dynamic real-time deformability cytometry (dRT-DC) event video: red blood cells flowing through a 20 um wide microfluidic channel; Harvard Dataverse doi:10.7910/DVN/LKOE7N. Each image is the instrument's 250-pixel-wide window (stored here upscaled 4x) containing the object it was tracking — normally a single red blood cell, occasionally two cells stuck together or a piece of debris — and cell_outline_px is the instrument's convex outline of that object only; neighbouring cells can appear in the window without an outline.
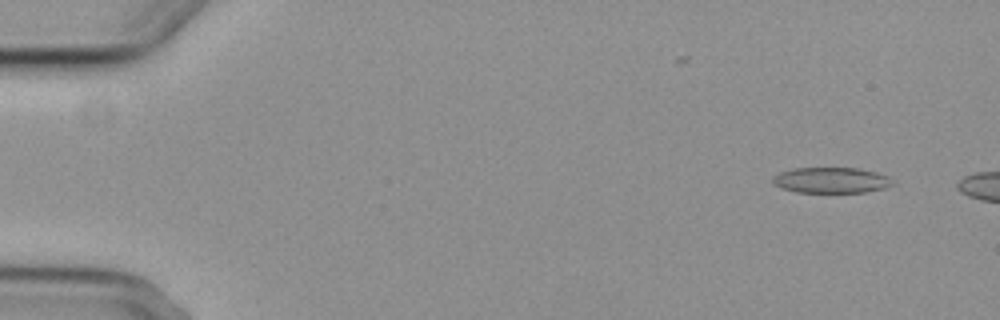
{"species": "common noctule bat (a hibernating species)", "species_latin": "Nyctalus noctula", "temperature_condition": "cold", "stored_images_in_passage": 8, "camera_frame_rate_fps": 3000, "um_per_image_px": 0.085, "animal": {"sex": "female", "body_mass_g": 29.2, "forearm_length_mm": 56.3}, "frame": {"image": 1, "passage_image": 2, "time_ms": 1.333, "image_size_px": [1000, 320], "cell_outline_px": [[892, 184], [884, 188], [864, 192], [796, 192], [784, 188], [776, 184], [772, 180], [772, 176], [780, 172], [792, 168], [856, 168], [876, 172], [888, 176], [892, 180]], "centroid_in_image_um": [70.64, 15.31], "position_along_channel_um": 14.4, "area_um2": 17.74}}
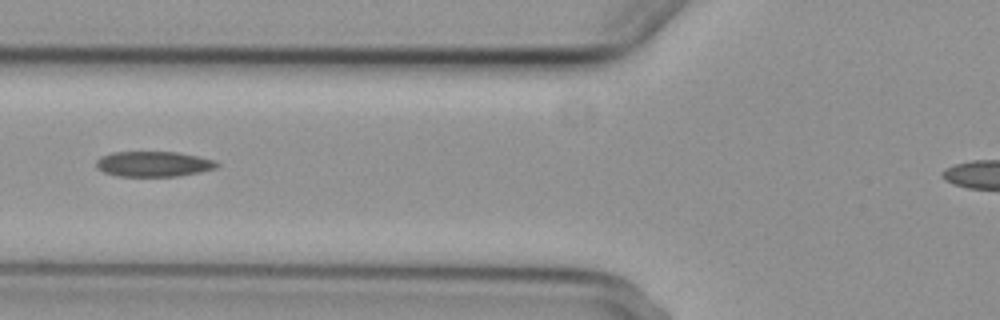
{"frame": {"image": 2, "passage_image": 7, "time_ms": 7.333, "image_size_px": [1000, 320], "cell_outline_px": [[220, 164], [216, 168], [200, 172], [176, 176], [116, 176], [104, 172], [96, 168], [96, 160], [100, 156], [112, 152], [176, 152], [196, 156], [212, 160]], "centroid_in_image_um": [12.99, 13.94], "position_along_channel_um": 112.8, "area_um2": 17.74}}
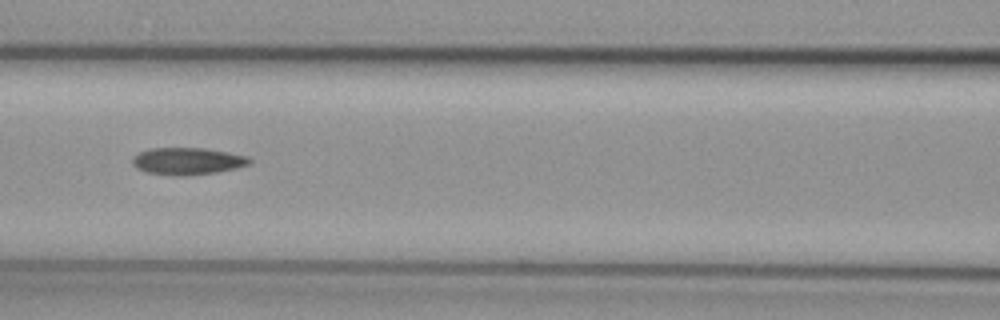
{"frame": {"image": 3, "passage_image": 8, "time_ms": 8.333, "image_size_px": [1000, 320], "cell_outline_px": [[252, 164], [236, 168], [216, 172], [184, 176], [176, 176], [144, 172], [136, 168], [132, 164], [132, 160], [140, 152], [152, 148], [204, 148], [228, 152], [248, 156], [252, 160]], "centroid_in_image_um": [15.96, 13.7], "position_along_channel_um": 150.6, "area_um2": 18.55}}